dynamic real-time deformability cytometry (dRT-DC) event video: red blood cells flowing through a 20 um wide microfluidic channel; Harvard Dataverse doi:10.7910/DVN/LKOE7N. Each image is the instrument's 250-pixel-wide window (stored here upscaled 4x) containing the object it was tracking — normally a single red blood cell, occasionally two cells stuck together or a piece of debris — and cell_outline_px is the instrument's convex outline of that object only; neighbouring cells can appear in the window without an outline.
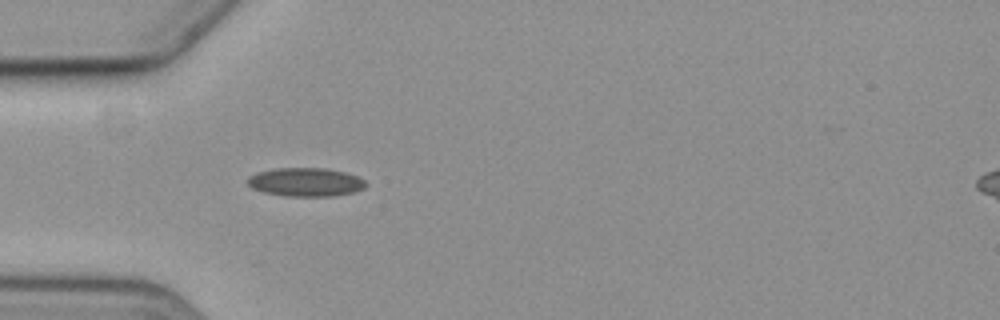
{"species": "common noctule bat (a hibernating species)", "species_latin": "Nyctalus noctula", "temperature_condition": "cold", "stored_images_in_passage": 3, "camera_frame_rate_fps": 3000, "um_per_image_px": 0.085, "animal": {"sex": "female", "body_mass_g": 19.3, "forearm_length_mm": 54.1}, "frame": {"image": 1, "passage_image": 3, "time_ms": 2.333, "image_size_px": [1000, 320], "cell_outline_px": [[368, 184], [364, 188], [352, 192], [332, 196], [284, 196], [264, 192], [252, 188], [248, 184], [248, 176], [256, 172], [272, 168], [324, 168], [344, 172], [356, 176], [364, 180]], "centroid_in_image_um": [25.95, 15.47], "position_along_channel_um": 59.1, "area_um2": 19.71}}